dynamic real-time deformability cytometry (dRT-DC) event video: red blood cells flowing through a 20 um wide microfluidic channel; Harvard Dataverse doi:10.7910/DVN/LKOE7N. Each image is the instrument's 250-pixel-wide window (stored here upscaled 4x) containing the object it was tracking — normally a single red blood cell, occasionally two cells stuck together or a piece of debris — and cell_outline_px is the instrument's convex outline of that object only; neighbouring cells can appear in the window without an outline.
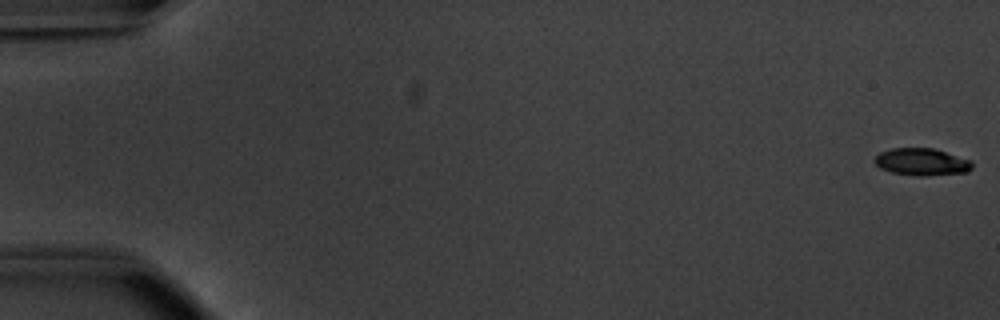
{"species": "common noctule bat (a hibernating species)", "species_latin": "Nyctalus noctula", "temperature_condition": "warm", "stored_images_in_passage": 12, "camera_frame_rate_fps": 3000, "um_per_image_px": 0.085, "animal": {"sex": "male", "body_mass_g": 20.1, "forearm_length_mm": 53.5}, "frame": {"image": 1, "passage_image": 1, "time_ms": 0.0, "image_size_px": [1000, 320], "cell_outline_px": [[972, 168], [968, 172], [924, 176], [920, 176], [892, 172], [880, 168], [876, 164], [876, 156], [880, 152], [892, 148], [936, 148], [972, 160]], "centroid_in_image_um": [78.4, 13.75], "position_along_channel_um": 6.6, "area_um2": 15.49}}